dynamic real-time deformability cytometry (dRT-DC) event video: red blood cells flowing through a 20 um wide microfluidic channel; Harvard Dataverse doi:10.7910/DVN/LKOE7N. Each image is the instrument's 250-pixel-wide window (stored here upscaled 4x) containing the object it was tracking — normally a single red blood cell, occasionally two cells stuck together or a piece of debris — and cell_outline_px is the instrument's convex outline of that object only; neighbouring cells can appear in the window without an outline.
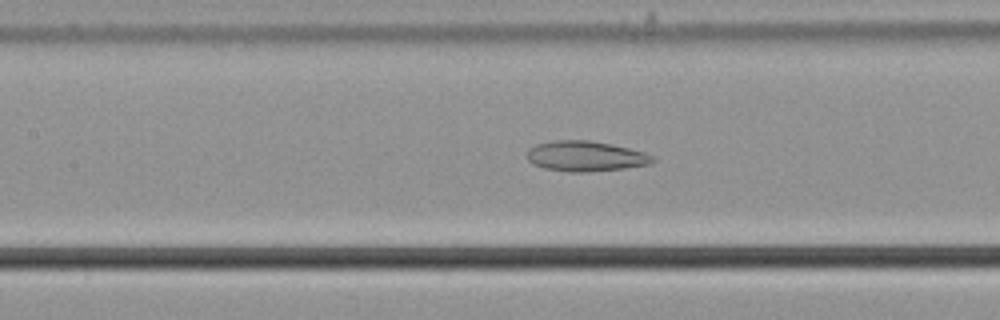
{"species": "common noctule bat (a hibernating species)", "species_latin": "Nyctalus noctula", "temperature_condition": "cold", "stored_images_in_passage": 55, "camera_frame_rate_fps": 3000, "um_per_image_px": 0.085, "animal": {"sex": "male", "body_mass_g": 21.5, "forearm_length_mm": 52.0}, "frame": {"image": 1, "passage_image": 25, "time_ms": 8.0, "image_size_px": [1000, 320], "cell_outline_px": [[656, 160], [648, 164], [624, 168], [584, 172], [568, 172], [544, 168], [532, 164], [528, 160], [528, 148], [536, 144], [556, 140], [592, 140], [612, 144], [644, 152], [656, 156]], "centroid_in_image_um": [49.77, 13.27], "position_along_channel_um": 157.6, "area_um2": 22.25}}
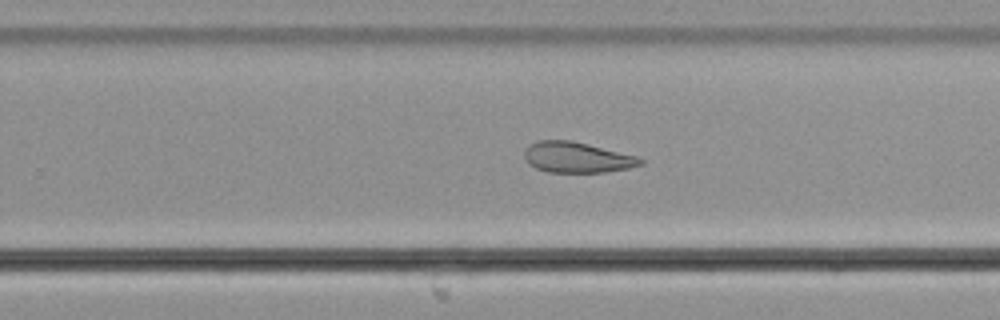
{"frame": {"image": 2, "passage_image": 35, "time_ms": 11.333, "image_size_px": [1000, 320], "cell_outline_px": [[644, 164], [628, 168], [604, 172], [548, 172], [536, 168], [528, 164], [524, 156], [524, 152], [536, 140], [572, 140], [640, 156], [644, 160]], "centroid_in_image_um": [49.09, 13.37], "position_along_channel_um": 280.7, "area_um2": 20.87}}
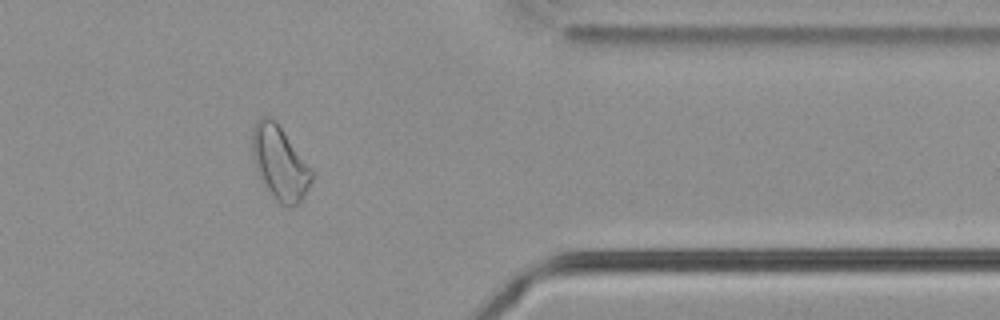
{"frame": {"image": 3, "passage_image": 45, "time_ms": 14.667, "image_size_px": [1000, 320], "cell_outline_px": [[312, 180], [300, 204], [288, 208], [280, 204], [264, 188], [256, 172], [252, 156], [252, 128], [256, 120], [260, 116], [272, 116], [276, 120], [312, 168]], "centroid_in_image_um": [23.76, 13.85], "position_along_channel_um": 387.6, "area_um2": 26.3}, "authors_computed_cell_mechanics": {"area_um2": 26.3568, "velocity_mm_per_s": 3.7084, "shape_relaxation_time_tau1_ms": null, "shape_relaxation_time_tau2_ms": 2.935, "deformation_change_tau1": null, "deformation_change_tau2": 0.1066}}